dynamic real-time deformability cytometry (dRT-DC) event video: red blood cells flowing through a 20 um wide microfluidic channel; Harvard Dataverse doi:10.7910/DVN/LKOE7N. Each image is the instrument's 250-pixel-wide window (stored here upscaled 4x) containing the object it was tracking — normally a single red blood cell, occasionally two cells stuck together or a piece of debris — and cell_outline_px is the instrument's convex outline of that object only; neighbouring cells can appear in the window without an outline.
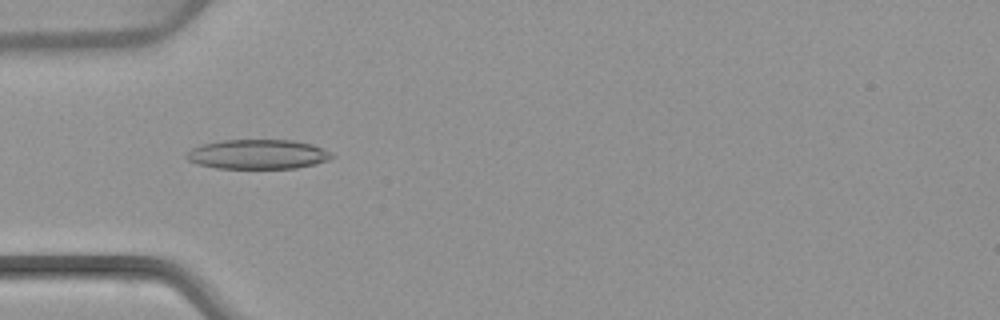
{"species": "common noctule bat (a hibernating species)", "species_latin": "Nyctalus noctula", "temperature_condition": "warm", "stored_images_in_passage": 5, "camera_frame_rate_fps": 3000, "um_per_image_px": 0.085, "animal": {"sex": "female", "body_mass_g": 22.7, "forearm_length_mm": 54.2}, "frame": {"image": 1, "passage_image": 5, "time_ms": 5.0, "image_size_px": [1000, 320], "cell_outline_px": [[336, 156], [328, 160], [316, 164], [296, 168], [216, 168], [196, 164], [188, 160], [184, 156], [192, 148], [200, 144], [224, 140], [292, 140], [312, 144], [332, 152]], "centroid_in_image_um": [21.92, 13.11], "position_along_channel_um": 63.1, "area_um2": 25.2}}